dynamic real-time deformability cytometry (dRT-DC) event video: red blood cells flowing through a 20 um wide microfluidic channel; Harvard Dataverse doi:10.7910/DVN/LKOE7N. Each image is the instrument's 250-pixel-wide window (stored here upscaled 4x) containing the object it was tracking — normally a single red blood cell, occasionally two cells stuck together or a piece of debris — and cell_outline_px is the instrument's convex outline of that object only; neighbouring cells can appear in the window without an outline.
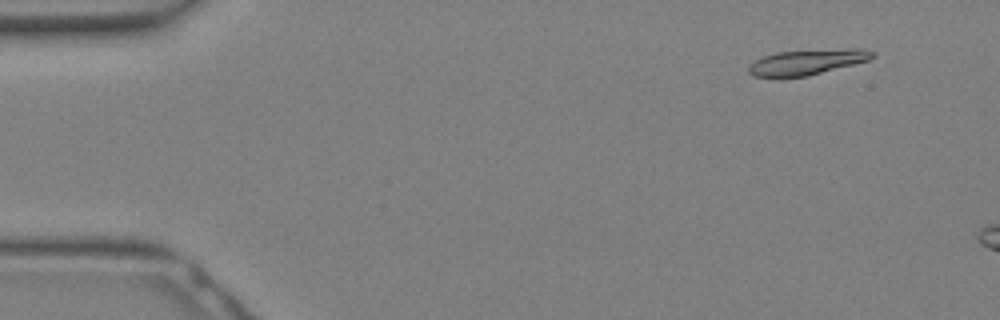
{"species": "Egyptian fruit bat (a non-hibernating species)", "species_latin": "Rousettus aegyptiacus", "temperature_condition": "warm", "stored_images_in_passage": 7, "camera_frame_rate_fps": 3000, "um_per_image_px": 0.085, "animal": {"sex": "female"}, "frame": {"image": 1, "passage_image": 3, "time_ms": 0.667, "image_size_px": [1000, 320], "cell_outline_px": [[876, 56], [868, 60], [808, 76], [752, 76], [748, 72], [748, 64], [764, 56], [776, 52], [852, 48], [864, 48], [876, 52]], "centroid_in_image_um": [68.64, 5.25], "position_along_channel_um": 16.4, "area_um2": 18.15}}